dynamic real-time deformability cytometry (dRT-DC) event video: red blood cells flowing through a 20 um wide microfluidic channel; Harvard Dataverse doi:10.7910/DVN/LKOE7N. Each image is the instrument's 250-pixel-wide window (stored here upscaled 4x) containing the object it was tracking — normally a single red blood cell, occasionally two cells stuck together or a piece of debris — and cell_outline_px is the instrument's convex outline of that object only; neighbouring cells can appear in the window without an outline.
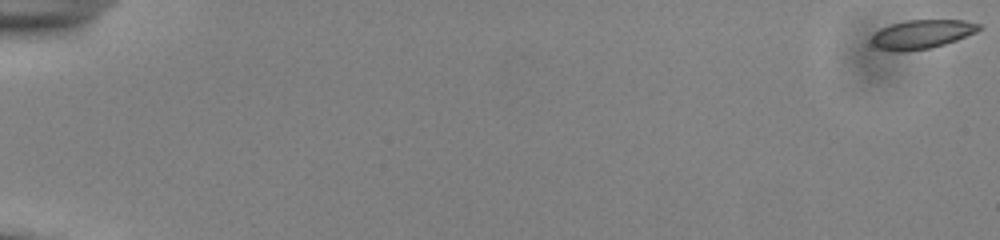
{"species": "common noctule bat (a hibernating species)", "species_latin": "Nyctalus noctula", "temperature_condition": "cold", "stored_images_in_passage": 56, "camera_frame_rate_fps": 3000, "um_per_image_px": 0.085, "animal": {"sex": "male", "body_mass_g": 13.0, "forearm_length_mm": 53.1}, "frame": {"image": 1, "passage_image": 1, "time_ms": 0.0, "image_size_px": [1000, 240], "cell_outline_px": [[984, 28], [976, 32], [956, 40], [944, 44], [928, 48], [892, 52], [880, 48], [872, 44], [872, 36], [880, 28], [904, 20], [964, 20], [980, 24]], "centroid_in_image_um": [78.38, 2.89], "position_along_channel_um": 6.6, "area_um2": 17.92}}
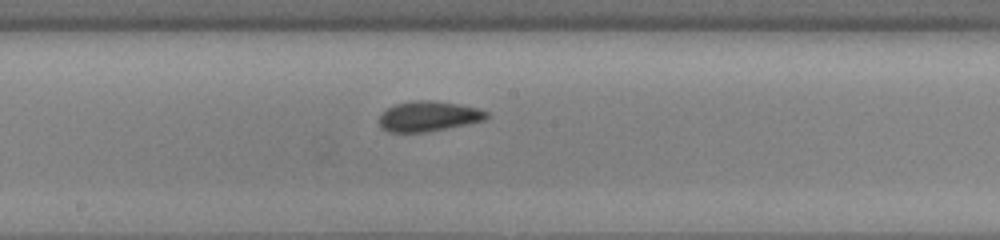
{"frame": {"image": 2, "passage_image": 32, "time_ms": 10.333, "image_size_px": [1000, 240], "cell_outline_px": [[488, 116], [484, 120], [468, 124], [428, 132], [388, 132], [380, 128], [380, 112], [396, 104], [412, 100], [432, 100], [456, 104], [476, 108], [488, 112]], "centroid_in_image_um": [36.38, 9.89], "position_along_channel_um": 211.8, "area_um2": 18.9}}
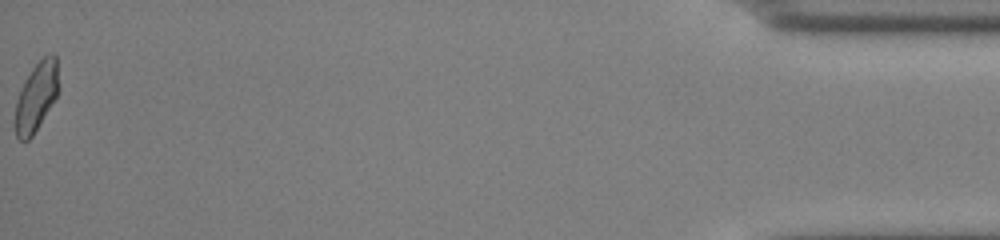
{"frame": {"image": 3, "passage_image": 56, "time_ms": 18.333, "image_size_px": [1000, 240], "cell_outline_px": [[56, 96], [32, 136], [28, 140], [20, 140], [16, 136], [12, 124], [16, 100], [20, 88], [32, 68], [44, 56], [52, 52], [56, 56]], "centroid_in_image_um": [2.99, 8.27], "position_along_channel_um": 432.2, "area_um2": 17.17}, "authors_computed_cell_mechanics": {"area_um2": 18.1492, "velocity_mm_per_s": 3.8632, "shape_relaxation_time_tau1_ms": 4.9365, "shape_relaxation_time_tau2_ms": 3.2913, "deformation_change_tau1": 0.0749, "deformation_change_tau2": 0.0722}}